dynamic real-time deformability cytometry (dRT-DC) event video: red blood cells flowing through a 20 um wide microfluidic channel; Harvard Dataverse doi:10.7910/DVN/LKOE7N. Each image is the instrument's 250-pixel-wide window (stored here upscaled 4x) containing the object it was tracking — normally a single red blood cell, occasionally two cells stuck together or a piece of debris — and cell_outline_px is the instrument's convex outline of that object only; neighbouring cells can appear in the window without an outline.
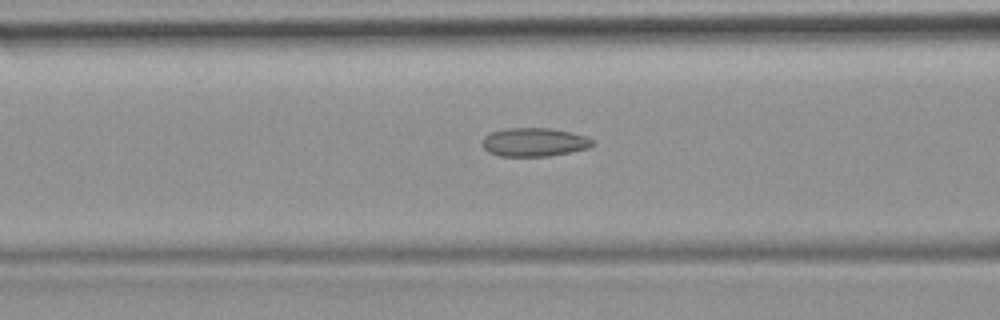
{"species": "common noctule bat (a hibernating species)", "species_latin": "Nyctalus noctula", "temperature_condition": "room temperature", "stored_images_in_passage": 31, "camera_frame_rate_fps": 3000, "um_per_image_px": 0.085, "animal": {"sex": "female", "body_mass_g": 19.9}, "frame": {"image": 1, "passage_image": 10, "time_ms": 3.0, "image_size_px": [1000, 320], "cell_outline_px": [[596, 144], [588, 148], [548, 156], [500, 156], [488, 152], [484, 148], [480, 140], [484, 136], [492, 132], [504, 128], [548, 128], [572, 132], [584, 136], [592, 140]], "centroid_in_image_um": [45.37, 12.08], "position_along_channel_um": 121.2, "area_um2": 18.38}}
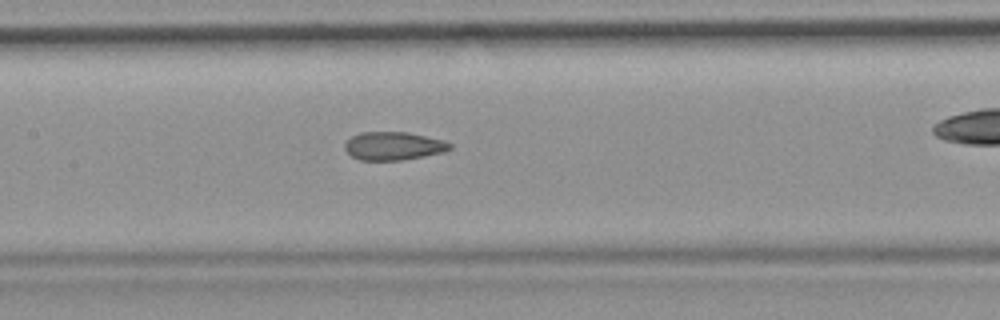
{"frame": {"image": 2, "passage_image": 14, "time_ms": 4.333, "image_size_px": [1000, 320], "cell_outline_px": [[452, 148], [444, 152], [404, 160], [360, 160], [352, 156], [344, 148], [344, 144], [352, 136], [360, 132], [408, 132], [444, 140], [452, 144]], "centroid_in_image_um": [33.47, 12.4], "position_along_channel_um": 173.9, "area_um2": 17.34}}